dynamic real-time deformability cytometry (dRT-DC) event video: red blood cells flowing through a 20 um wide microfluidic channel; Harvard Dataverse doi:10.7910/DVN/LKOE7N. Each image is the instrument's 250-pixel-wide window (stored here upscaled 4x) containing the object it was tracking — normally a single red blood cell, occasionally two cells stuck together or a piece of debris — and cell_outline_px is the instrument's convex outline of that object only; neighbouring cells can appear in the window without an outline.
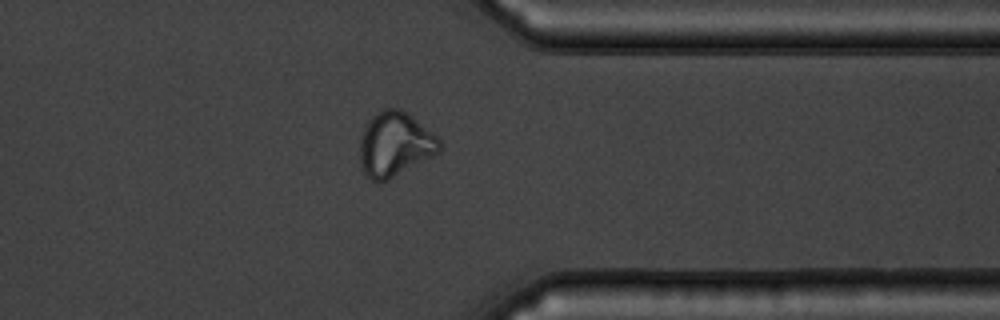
{"species": "common noctule bat (a hibernating species)", "species_latin": "Nyctalus noctula", "temperature_condition": "warm", "stored_images_in_passage": 41, "camera_frame_rate_fps": 3000, "um_per_image_px": 0.085, "animal": {"sex": "male", "body_mass_g": 19.5, "forearm_length_mm": 54.6}, "frame": {"image": 1, "passage_image": 30, "time_ms": 9.667, "image_size_px": [1000, 320], "cell_outline_px": [[440, 152], [388, 180], [372, 180], [364, 172], [360, 164], [360, 140], [364, 128], [368, 120], [372, 116], [384, 108], [400, 108], [412, 116], [436, 136], [440, 140]], "centroid_in_image_um": [33.56, 12.25], "position_along_channel_um": 377.8, "area_um2": 29.59}, "authors_computed_cell_mechanics": {"area_um2": 29.6514, "velocity_mm_per_s": 3.7321, "shape_relaxation_time_tau1_ms": 7.0006, "shape_relaxation_time_tau2_ms": 1.0349, "deformation_change_tau1": 0.1718, "deformation_change_tau2": 0.0679}}